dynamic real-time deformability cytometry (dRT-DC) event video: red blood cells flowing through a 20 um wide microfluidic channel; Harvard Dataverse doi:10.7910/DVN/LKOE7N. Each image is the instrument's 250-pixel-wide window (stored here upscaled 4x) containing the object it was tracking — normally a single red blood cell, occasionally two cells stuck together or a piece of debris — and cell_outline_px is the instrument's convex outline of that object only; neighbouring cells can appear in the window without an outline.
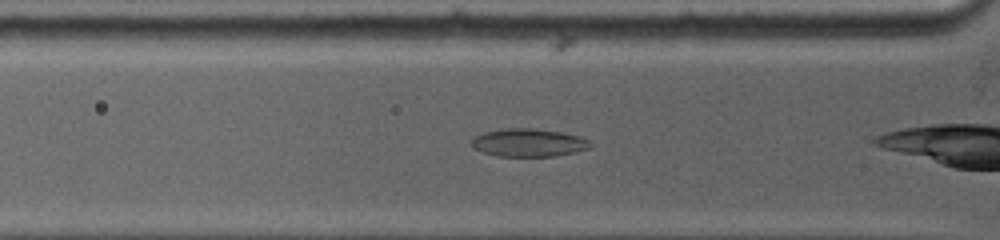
{"species": "common noctule bat (a hibernating species)", "species_latin": "Nyctalus noctula", "temperature_condition": "warm", "stored_images_in_passage": 61, "camera_frame_rate_fps": 5000, "um_per_image_px": 0.085, "animal": {"sex": "female", "body_mass_g": 19.0, "forearm_length_mm": 53.3}, "frame": {"image": 1, "passage_image": 6, "time_ms": 1.4, "image_size_px": [1000, 240], "cell_outline_px": [[592, 144], [588, 148], [576, 152], [556, 156], [496, 156], [472, 148], [472, 140], [476, 136], [484, 132], [504, 128], [536, 128], [564, 132], [588, 140]], "centroid_in_image_um": [44.92, 12.12], "position_along_channel_um": 80.9, "area_um2": 19.36}}
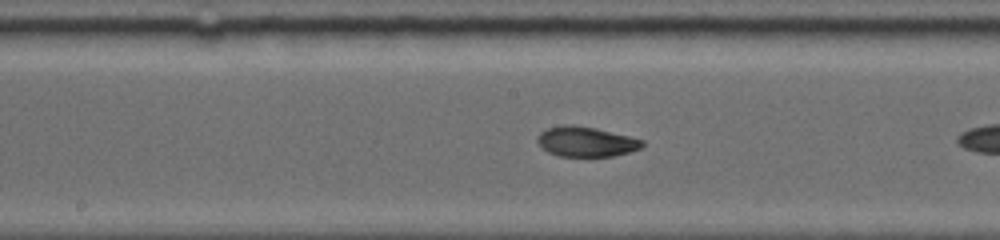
{"frame": {"image": 2, "passage_image": 19, "time_ms": 4.4, "image_size_px": [1000, 240], "cell_outline_px": [[644, 144], [640, 148], [628, 152], [612, 156], [560, 156], [548, 152], [536, 140], [536, 136], [540, 132], [548, 128], [564, 124], [576, 124], [596, 128], [644, 140]], "centroid_in_image_um": [49.79, 12.02], "position_along_channel_um": 198.4, "area_um2": 18.26}}
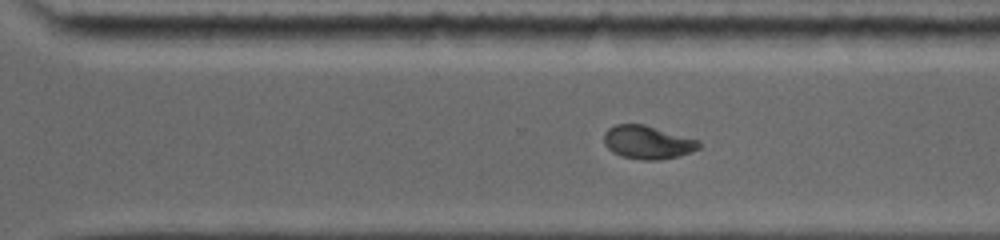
{"frame": {"image": 3, "passage_image": 36, "time_ms": 7.4, "image_size_px": [1000, 240], "cell_outline_px": [[700, 148], [692, 152], [660, 160], [644, 160], [620, 156], [612, 152], [604, 144], [604, 132], [608, 128], [616, 124], [644, 124], [700, 140]], "centroid_in_image_um": [55.04, 12.09], "position_along_channel_um": 315.6, "area_um2": 18.55}, "authors_computed_cell_mechanics": {"area_um2": 18.1492, "velocity_mm_per_s": 3.9133, "shape_relaxation_time_tau1_ms": null, "shape_relaxation_time_tau2_ms": 2.0034, "deformation_change_tau1": null, "deformation_change_tau2": 0.0649}}